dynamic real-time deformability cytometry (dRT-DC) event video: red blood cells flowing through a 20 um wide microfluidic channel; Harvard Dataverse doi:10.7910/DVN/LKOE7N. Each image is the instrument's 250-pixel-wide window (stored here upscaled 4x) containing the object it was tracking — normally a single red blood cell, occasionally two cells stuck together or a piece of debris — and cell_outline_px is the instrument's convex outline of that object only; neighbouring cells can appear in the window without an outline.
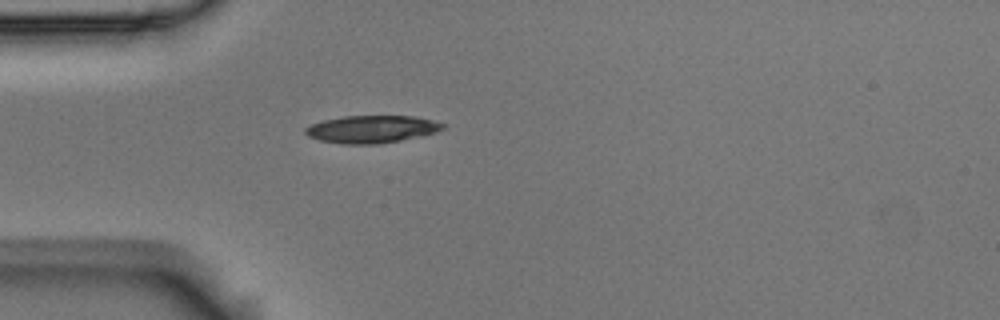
{"species": "Egyptian fruit bat (a non-hibernating species)", "species_latin": "Rousettus aegyptiacus", "temperature_condition": "room temperature", "stored_images_in_passage": 3, "camera_frame_rate_fps": 3000, "um_per_image_px": 0.085, "animal": {"sex": "male"}, "frame": {"image": 1, "passage_image": 3, "time_ms": 0.667, "image_size_px": [1000, 320], "cell_outline_px": [[448, 124], [444, 128], [436, 132], [400, 140], [376, 144], [344, 144], [320, 140], [308, 136], [304, 132], [304, 128], [312, 124], [324, 120], [344, 116], [416, 116]], "centroid_in_image_um": [31.6, 10.97], "position_along_channel_um": 53.4, "area_um2": 21.91}}